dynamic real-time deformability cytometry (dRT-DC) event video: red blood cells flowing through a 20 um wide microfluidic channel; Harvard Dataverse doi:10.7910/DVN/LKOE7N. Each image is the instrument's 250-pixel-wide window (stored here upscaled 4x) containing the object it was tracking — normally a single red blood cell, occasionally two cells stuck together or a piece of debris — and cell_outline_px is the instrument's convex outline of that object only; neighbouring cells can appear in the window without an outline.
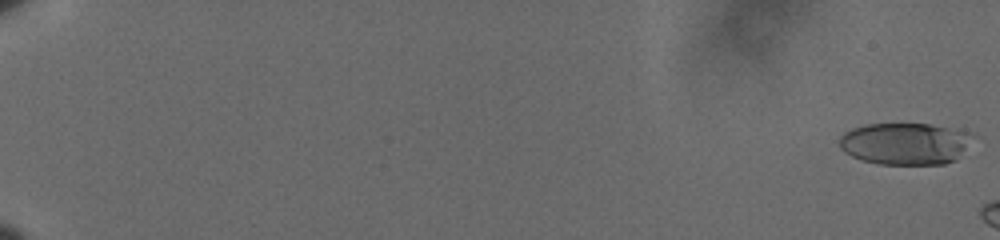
{"species": "human", "species_latin": "Homo sapiens", "temperature_condition": "cold", "stored_images_in_passage": 20, "camera_frame_rate_fps": 3000, "um_per_image_px": 0.085, "donor": {"sex": "male"}, "frame": {"image": 1, "passage_image": 1, "time_ms": 0.0, "image_size_px": [1000, 240], "cell_outline_px": [[972, 136], [956, 160], [944, 164], [880, 164], [860, 160], [844, 152], [840, 148], [840, 136], [844, 132], [852, 128], [868, 124], [928, 124], [972, 132]], "centroid_in_image_um": [76.89, 12.21], "position_along_channel_um": 8.1, "area_um2": 32.37}}
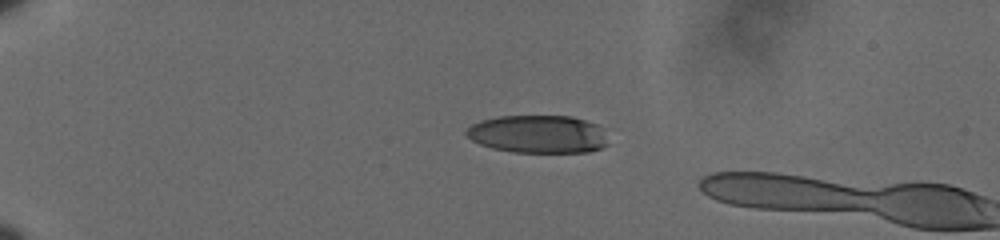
{"frame": {"image": 2, "passage_image": 17, "time_ms": 5.333, "image_size_px": [1000, 240], "cell_outline_px": [[608, 144], [604, 148], [588, 152], [512, 152], [492, 148], [480, 144], [472, 140], [464, 132], [472, 124], [480, 120], [500, 116], [572, 116], [596, 124], [600, 128]], "centroid_in_image_um": [45.72, 11.41], "position_along_channel_um": 39.3, "area_um2": 31.27}}